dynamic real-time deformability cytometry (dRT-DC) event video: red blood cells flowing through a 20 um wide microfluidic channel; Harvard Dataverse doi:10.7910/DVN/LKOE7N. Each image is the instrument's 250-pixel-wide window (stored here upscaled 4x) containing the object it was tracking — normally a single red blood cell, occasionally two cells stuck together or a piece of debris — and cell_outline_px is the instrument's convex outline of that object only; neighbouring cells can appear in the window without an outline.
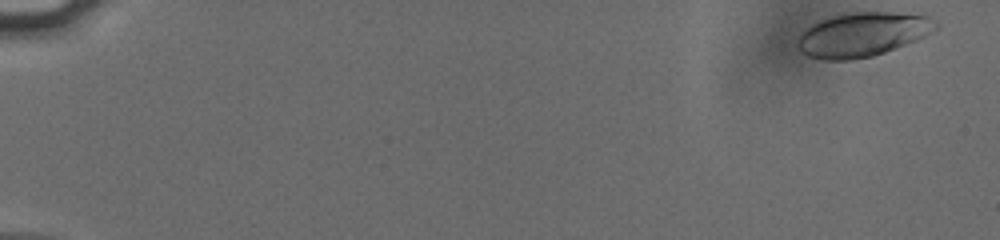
{"species": "human", "species_latin": "Homo sapiens", "temperature_condition": "cold", "stored_images_in_passage": 54, "camera_frame_rate_fps": 3000, "um_per_image_px": 0.085, "donor": {"sex": "male"}, "frame": {"image": 1, "passage_image": 1, "time_ms": 0.0, "image_size_px": [1000, 240], "cell_outline_px": [[940, 28], [916, 40], [884, 52], [872, 56], [852, 60], [824, 60], [808, 56], [800, 52], [796, 48], [796, 36], [800, 32], [812, 24], [836, 16], [856, 12], [892, 12], [928, 16], [940, 24]], "centroid_in_image_um": [73.29, 2.95], "position_along_channel_um": 11.7, "area_um2": 35.6}}
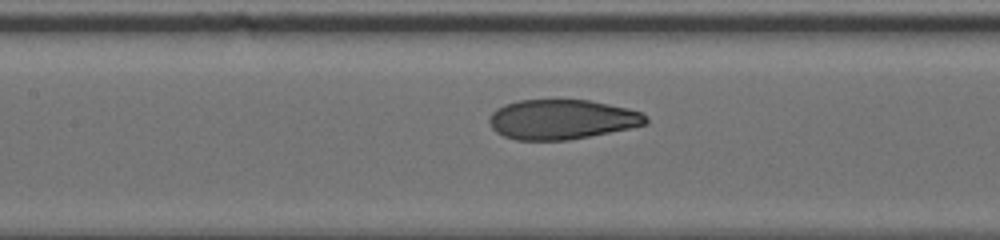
{"frame": {"image": 2, "passage_image": 27, "time_ms": 8.667, "image_size_px": [1000, 240], "cell_outline_px": [[648, 124], [568, 140], [516, 140], [504, 136], [496, 132], [492, 128], [488, 120], [492, 112], [496, 108], [504, 104], [516, 100], [588, 100], [628, 108], [640, 112], [648, 116]], "centroid_in_image_um": [47.73, 10.14], "position_along_channel_um": 159.7, "area_um2": 36.24}}
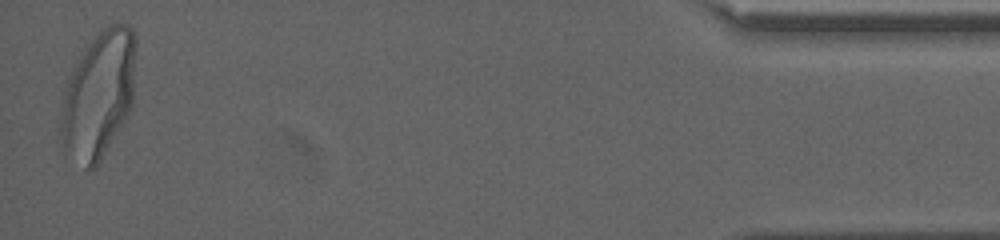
{"frame": {"image": 3, "passage_image": 54, "time_ms": 17.667, "image_size_px": [1000, 240], "cell_outline_px": [[136, 44], [132, 108], [96, 168], [84, 168], [64, 148], [60, 128], [60, 120], [64, 96], [68, 76], [76, 60], [92, 36], [96, 32], [108, 24], [128, 24], [132, 28], [136, 36]], "centroid_in_image_um": [8.4, 7.99], "position_along_channel_um": 426.8, "area_um2": 55.83}, "authors_computed_cell_mechanics": {"area_um2": 37.2232, "velocity_mm_per_s": 3.7994, "shape_relaxation_time_tau1_ms": 4.3399, "shape_relaxation_time_tau2_ms": 0.8462, "deformation_change_tau1": 0.1853, "deformation_change_tau2": 0.0619}}